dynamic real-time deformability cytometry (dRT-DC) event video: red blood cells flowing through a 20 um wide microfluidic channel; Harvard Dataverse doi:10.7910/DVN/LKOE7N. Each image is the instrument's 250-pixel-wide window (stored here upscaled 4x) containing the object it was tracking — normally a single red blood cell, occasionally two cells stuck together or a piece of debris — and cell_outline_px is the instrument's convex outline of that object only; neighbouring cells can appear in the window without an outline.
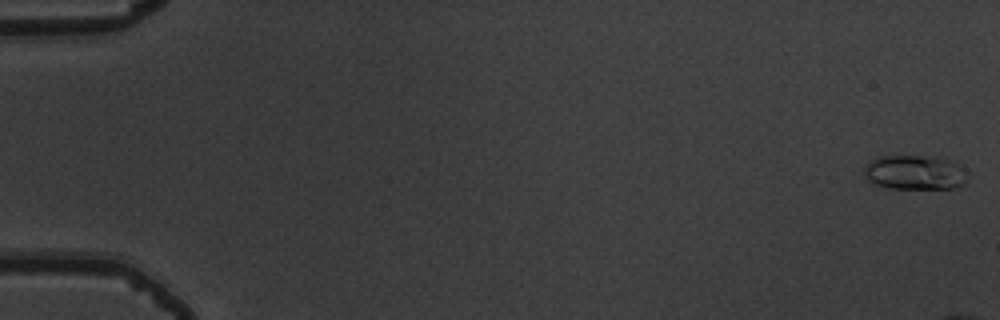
{"species": "common noctule bat (a hibernating species)", "species_latin": "Nyctalus noctula", "temperature_condition": "warm", "stored_images_in_passage": 21, "camera_frame_rate_fps": 3000, "um_per_image_px": 0.085, "animal": {"sex": "male", "body_mass_g": 19.5, "forearm_length_mm": 54.6}, "frame": {"image": 1, "passage_image": 1, "time_ms": 0.0, "image_size_px": [1000, 320], "cell_outline_px": [[964, 184], [952, 188], [892, 188], [872, 184], [864, 176], [864, 168], [876, 156], [936, 156], [952, 160], [964, 168]], "centroid_in_image_um": [77.73, 14.64], "position_along_channel_um": 7.3, "area_um2": 20.75}}